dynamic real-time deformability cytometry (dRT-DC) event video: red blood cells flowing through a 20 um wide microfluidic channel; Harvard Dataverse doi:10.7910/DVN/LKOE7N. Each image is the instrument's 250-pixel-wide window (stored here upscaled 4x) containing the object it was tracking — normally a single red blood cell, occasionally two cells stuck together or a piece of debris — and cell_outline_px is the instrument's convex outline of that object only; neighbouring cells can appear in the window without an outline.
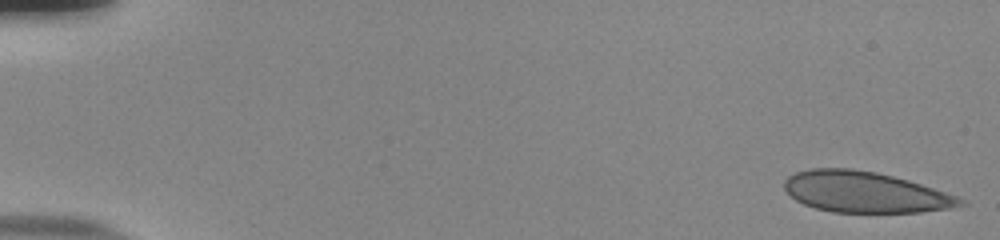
{"species": "human", "species_latin": "Homo sapiens", "temperature_condition": "room temperature", "stored_images_in_passage": 54, "camera_frame_rate_fps": 3000, "um_per_image_px": 0.085, "donor": {"sex": "male"}, "frame": {"image": 1, "passage_image": 1, "time_ms": 0.0, "image_size_px": [1000, 240], "cell_outline_px": [[968, 204], [948, 208], [920, 212], [832, 212], [816, 208], [804, 204], [796, 200], [784, 188], [784, 180], [788, 176], [796, 172], [812, 168], [852, 168], [876, 172], [908, 180], [956, 196], [964, 200]], "centroid_in_image_um": [73.49, 16.32], "position_along_channel_um": 11.5, "area_um2": 41.62}}
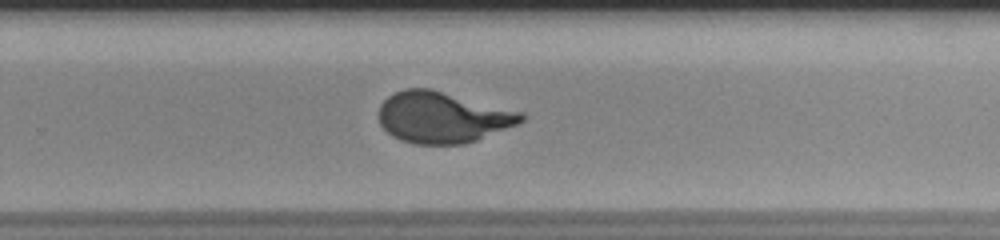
{"frame": {"image": 2, "passage_image": 36, "time_ms": 11.667, "image_size_px": [1000, 240], "cell_outline_px": [[524, 120], [516, 124], [476, 140], [464, 144], [416, 144], [400, 140], [392, 136], [380, 124], [380, 104], [388, 96], [404, 88], [432, 88], [524, 112]], "centroid_in_image_um": [37.62, 9.95], "position_along_channel_um": 292.2, "area_um2": 42.43}}
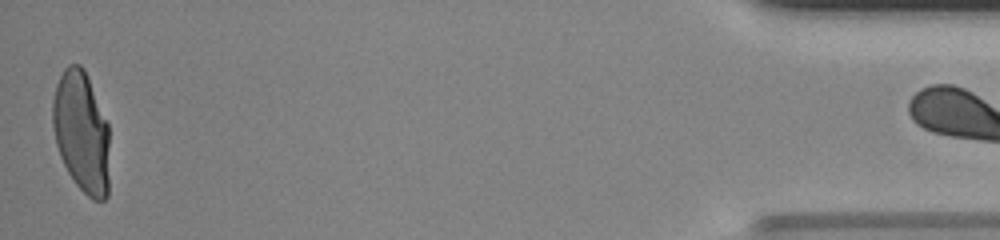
{"frame": {"image": 3, "passage_image": 53, "time_ms": 17.333, "image_size_px": [1000, 240], "cell_outline_px": [[108, 196], [104, 200], [92, 200], [76, 184], [68, 172], [60, 156], [56, 144], [52, 124], [52, 100], [56, 84], [64, 68], [68, 64], [80, 64], [84, 68], [88, 76], [108, 124]], "centroid_in_image_um": [6.91, 11.2], "position_along_channel_um": 428.3, "area_um2": 40.29}}